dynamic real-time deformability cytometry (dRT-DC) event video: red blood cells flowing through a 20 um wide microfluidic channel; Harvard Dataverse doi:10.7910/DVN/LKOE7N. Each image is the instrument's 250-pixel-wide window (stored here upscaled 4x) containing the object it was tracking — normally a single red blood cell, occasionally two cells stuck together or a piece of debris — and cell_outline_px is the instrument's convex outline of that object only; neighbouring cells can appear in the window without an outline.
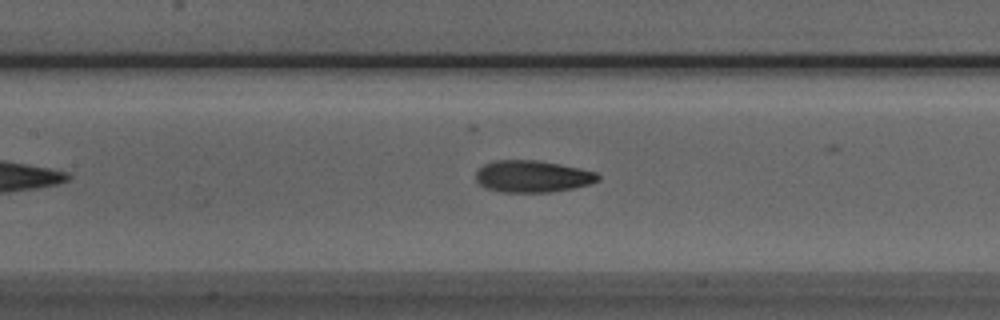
{"species": "Egyptian fruit bat (a non-hibernating species)", "species_latin": "Rousettus aegyptiacus", "temperature_condition": "room temperature", "stored_images_in_passage": 29, "camera_frame_rate_fps": 3000, "um_per_image_px": 0.085, "animal": {"sex": "male"}, "frame": {"image": 1, "passage_image": 15, "time_ms": 4.667, "image_size_px": [1000, 320], "cell_outline_px": [[600, 180], [588, 184], [572, 188], [548, 192], [500, 192], [484, 188], [476, 180], [476, 172], [484, 164], [496, 160], [536, 160], [560, 164], [580, 168], [596, 172], [600, 176]], "centroid_in_image_um": [45.24, 14.99], "position_along_channel_um": 162.2, "area_um2": 22.66}}
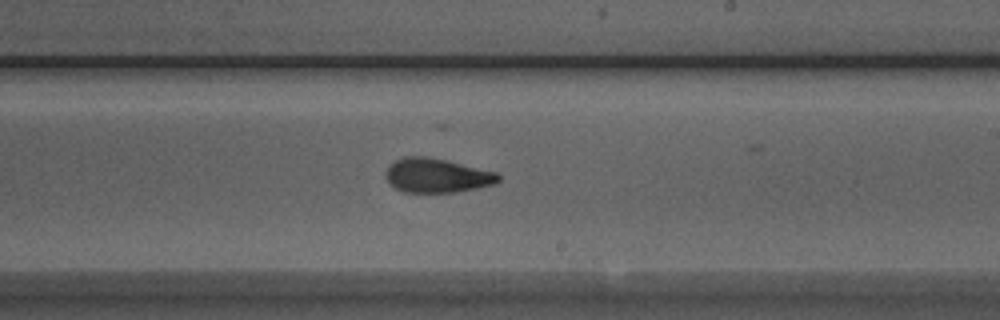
{"frame": {"image": 2, "passage_image": 22, "time_ms": 7.0, "image_size_px": [1000, 320], "cell_outline_px": [[500, 180], [496, 184], [456, 192], [404, 192], [396, 188], [384, 176], [384, 172], [396, 160], [404, 156], [424, 156], [448, 160], [496, 172], [500, 176]], "centroid_in_image_um": [37.15, 14.91], "position_along_channel_um": 251.8, "area_um2": 22.43}}
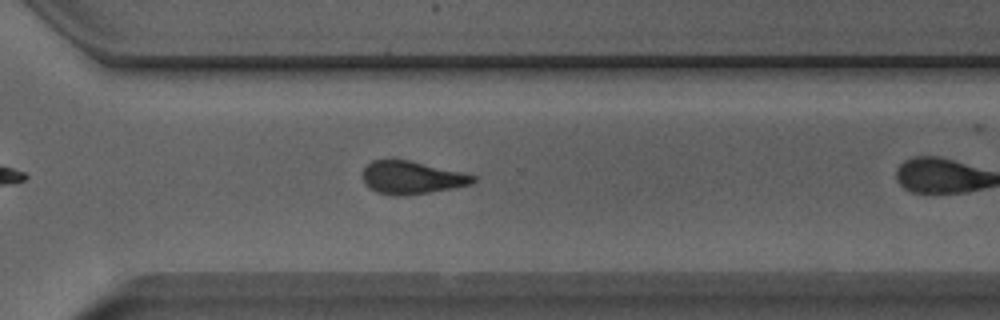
{"frame": {"image": 3, "passage_image": 25, "time_ms": 8.0, "image_size_px": [1000, 320], "cell_outline_px": [[476, 180], [472, 184], [432, 192], [408, 196], [392, 196], [376, 192], [368, 188], [364, 184], [364, 168], [372, 160], [388, 156], [392, 156], [412, 160], [464, 172], [476, 176]], "centroid_in_image_um": [34.97, 15.06], "position_along_channel_um": 335.6, "area_um2": 22.14}}